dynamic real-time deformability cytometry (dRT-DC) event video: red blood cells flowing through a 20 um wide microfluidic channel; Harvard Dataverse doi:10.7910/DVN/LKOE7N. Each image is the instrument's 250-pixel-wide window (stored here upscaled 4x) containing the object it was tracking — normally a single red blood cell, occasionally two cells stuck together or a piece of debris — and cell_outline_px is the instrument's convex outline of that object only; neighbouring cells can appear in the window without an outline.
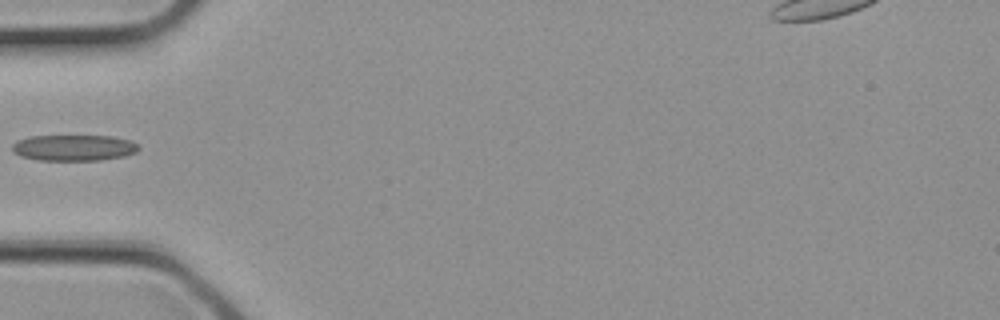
{"species": "common noctule bat (a hibernating species)", "species_latin": "Nyctalus noctula", "temperature_condition": "cold", "stored_images_in_passage": 2, "camera_frame_rate_fps": 3000, "um_per_image_px": 0.085, "animal": {"sex": "female", "body_mass_g": 21.9}, "frame": {"image": 1, "passage_image": 2, "time_ms": 0.333, "image_size_px": [1000, 320], "cell_outline_px": [[140, 148], [136, 152], [124, 156], [100, 160], [40, 160], [20, 156], [12, 152], [12, 144], [16, 140], [28, 136], [112, 136], [132, 140], [140, 144]], "centroid_in_image_um": [6.29, 12.55], "position_along_channel_um": 78.7, "area_um2": 19.42}}